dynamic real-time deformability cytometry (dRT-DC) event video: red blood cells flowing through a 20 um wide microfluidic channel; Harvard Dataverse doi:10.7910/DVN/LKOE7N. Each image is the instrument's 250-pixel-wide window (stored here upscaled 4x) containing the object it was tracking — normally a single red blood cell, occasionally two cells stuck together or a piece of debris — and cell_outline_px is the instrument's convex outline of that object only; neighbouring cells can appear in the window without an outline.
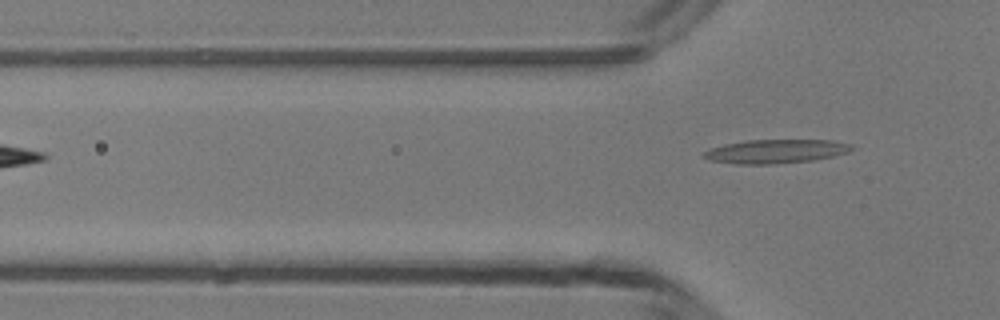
{"species": "common noctule bat (a hibernating species)", "species_latin": "Nyctalus noctula", "temperature_condition": "room temperature", "stored_images_in_passage": 2, "camera_frame_rate_fps": 3000, "um_per_image_px": 0.085, "animal": {"sex": "male", "body_mass_g": 13.3}, "frame": {"image": 1, "passage_image": 2, "time_ms": 1.333, "image_size_px": [1000, 320], "cell_outline_px": [[856, 148], [848, 152], [816, 160], [776, 164], [736, 164], [708, 160], [700, 156], [708, 148], [724, 144], [744, 140], [832, 140], [852, 144]], "centroid_in_image_um": [65.92, 12.86], "position_along_channel_um": 59.9, "area_um2": 20.92}}